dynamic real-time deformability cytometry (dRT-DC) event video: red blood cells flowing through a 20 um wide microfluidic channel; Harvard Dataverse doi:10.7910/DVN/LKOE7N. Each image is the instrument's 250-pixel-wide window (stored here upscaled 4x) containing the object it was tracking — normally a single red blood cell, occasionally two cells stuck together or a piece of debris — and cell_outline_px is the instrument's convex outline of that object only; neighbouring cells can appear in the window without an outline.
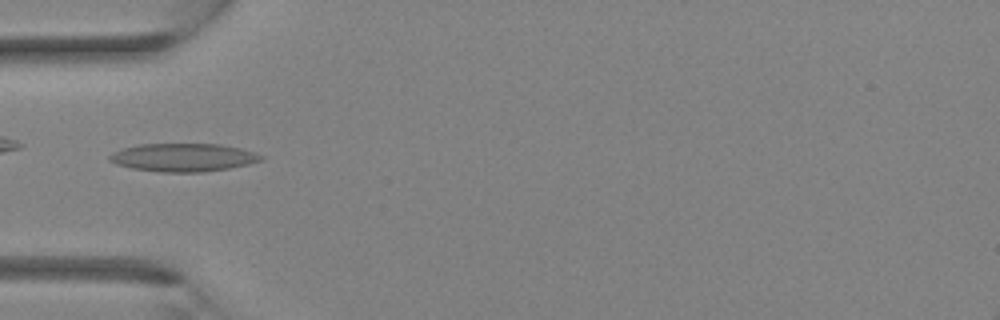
{"species": "Egyptian fruit bat (a non-hibernating species)", "species_latin": "Rousettus aegyptiacus", "temperature_condition": "room temperature", "stored_images_in_passage": 24, "camera_frame_rate_fps": 3000, "um_per_image_px": 0.085, "animal": {"sex": "female"}, "frame": {"image": 1, "passage_image": 4, "time_ms": 1.0, "image_size_px": [1000, 320], "cell_outline_px": [[264, 156], [260, 160], [248, 164], [228, 168], [204, 172], [160, 172], [132, 168], [116, 164], [108, 160], [108, 156], [112, 152], [124, 148], [140, 144], [220, 144], [240, 148], [256, 152]], "centroid_in_image_um": [15.56, 13.38], "position_along_channel_um": 69.4, "area_um2": 24.8}}
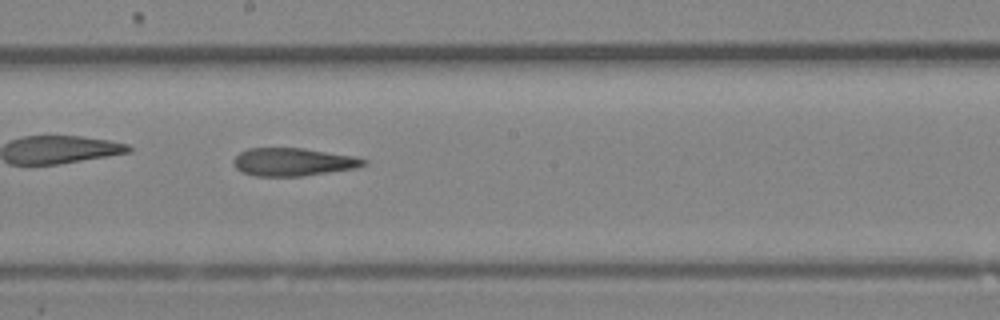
{"frame": {"image": 2, "passage_image": 12, "time_ms": 3.667, "image_size_px": [1000, 320], "cell_outline_px": [[368, 164], [356, 168], [304, 176], [256, 176], [240, 172], [232, 164], [232, 160], [240, 152], [248, 148], [304, 148], [352, 156], [368, 160]], "centroid_in_image_um": [24.89, 13.77], "position_along_channel_um": 223.3, "area_um2": 21.33}}
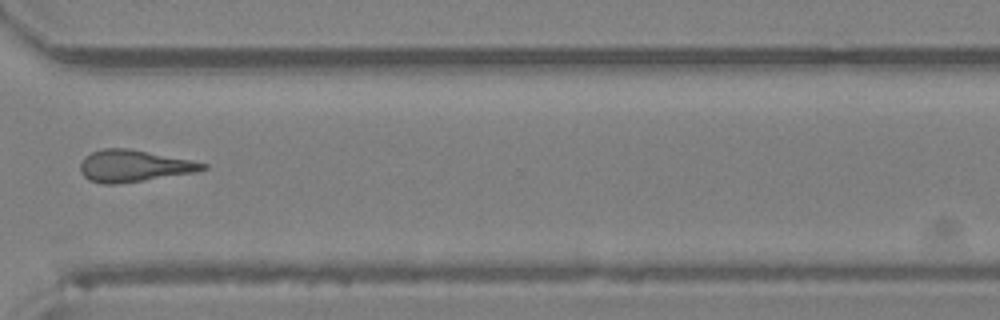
{"frame": {"image": 3, "passage_image": 19, "time_ms": 6.0, "image_size_px": [1000, 320], "cell_outline_px": [[208, 168], [196, 172], [144, 180], [116, 184], [104, 184], [88, 180], [80, 172], [80, 164], [84, 156], [92, 152], [104, 148], [128, 148], [192, 160], [208, 164]], "centroid_in_image_um": [11.36, 14.1], "position_along_channel_um": 359.2, "area_um2": 22.72}}